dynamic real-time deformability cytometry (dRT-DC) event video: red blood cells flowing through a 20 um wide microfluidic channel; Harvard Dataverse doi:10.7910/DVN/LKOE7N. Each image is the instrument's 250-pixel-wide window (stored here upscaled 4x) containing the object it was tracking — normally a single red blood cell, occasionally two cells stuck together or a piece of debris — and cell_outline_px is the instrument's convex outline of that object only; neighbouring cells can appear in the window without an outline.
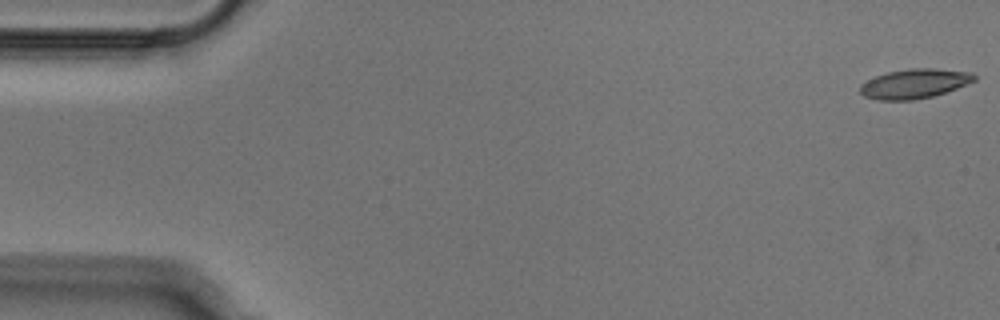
{"species": "Egyptian fruit bat (a non-hibernating species)", "species_latin": "Rousettus aegyptiacus", "temperature_condition": "cold", "stored_images_in_passage": 9, "camera_frame_rate_fps": 3000, "um_per_image_px": 0.085, "animal": {"sex": "male"}, "frame": {"image": 1, "passage_image": 1, "time_ms": 0.0, "image_size_px": [1000, 320], "cell_outline_px": [[976, 80], [956, 88], [932, 96], [912, 100], [876, 100], [864, 96], [860, 92], [860, 84], [876, 76], [888, 72], [908, 68], [932, 68], [972, 72], [976, 76]], "centroid_in_image_um": [77.72, 7.1], "position_along_channel_um": 7.3, "area_um2": 19.54}}